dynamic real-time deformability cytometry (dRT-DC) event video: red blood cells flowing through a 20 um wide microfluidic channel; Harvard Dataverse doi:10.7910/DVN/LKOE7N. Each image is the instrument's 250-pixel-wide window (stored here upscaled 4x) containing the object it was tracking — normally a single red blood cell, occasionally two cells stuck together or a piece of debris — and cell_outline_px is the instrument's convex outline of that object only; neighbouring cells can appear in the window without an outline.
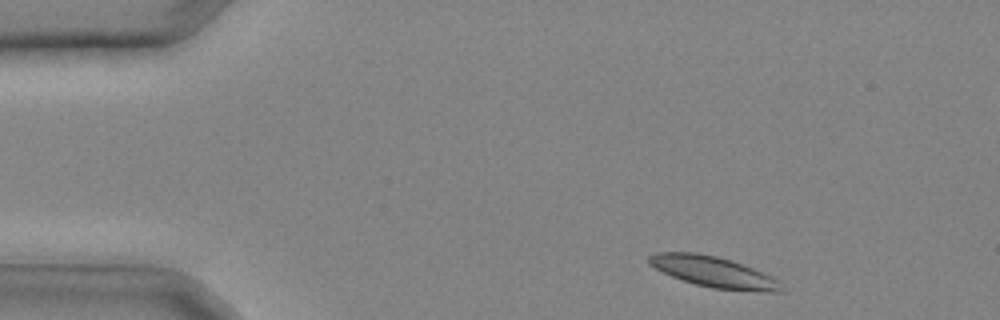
{"species": "common noctule bat (a hibernating species)", "species_latin": "Nyctalus noctula", "temperature_condition": "cold", "stored_images_in_passage": 31, "camera_frame_rate_fps": 3000, "um_per_image_px": 0.085, "animal": {"sex": "male", "body_mass_g": 20.4}, "frame": {"image": 1, "passage_image": 2, "time_ms": 0.333, "image_size_px": [1000, 320], "cell_outline_px": [[780, 292], [764, 292], [712, 288], [696, 284], [672, 276], [648, 264], [648, 256], [656, 252], [696, 252], [716, 256], [732, 260], [772, 276], [776, 280], [780, 288]], "centroid_in_image_um": [60.61, 23.09], "position_along_channel_um": 24.4, "area_um2": 23.41}}
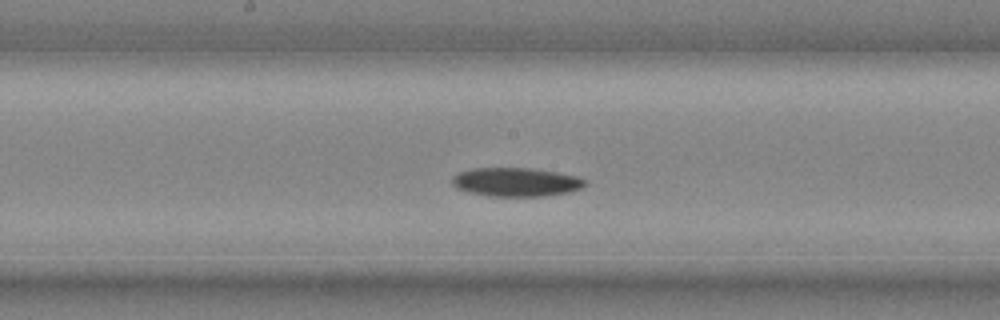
{"frame": {"image": 2, "passage_image": 15, "time_ms": 4.667, "image_size_px": [1000, 320], "cell_outline_px": [[588, 184], [580, 188], [568, 192], [544, 196], [488, 196], [468, 192], [456, 188], [452, 184], [452, 176], [460, 172], [472, 168], [532, 168], [556, 172], [576, 176], [584, 180]], "centroid_in_image_um": [43.83, 15.47], "position_along_channel_um": 204.4, "area_um2": 22.25}}
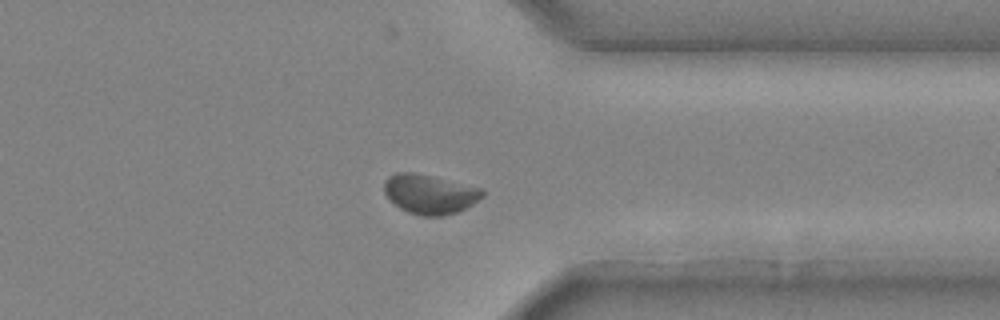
{"frame": {"image": 3, "passage_image": 24, "time_ms": 7.667, "image_size_px": [1000, 320], "cell_outline_px": [[484, 196], [472, 204], [456, 212], [444, 216], [420, 216], [408, 212], [400, 208], [384, 192], [384, 180], [388, 176], [396, 172], [412, 172], [484, 188]], "centroid_in_image_um": [36.53, 16.49], "position_along_channel_um": 374.9, "area_um2": 22.48}}